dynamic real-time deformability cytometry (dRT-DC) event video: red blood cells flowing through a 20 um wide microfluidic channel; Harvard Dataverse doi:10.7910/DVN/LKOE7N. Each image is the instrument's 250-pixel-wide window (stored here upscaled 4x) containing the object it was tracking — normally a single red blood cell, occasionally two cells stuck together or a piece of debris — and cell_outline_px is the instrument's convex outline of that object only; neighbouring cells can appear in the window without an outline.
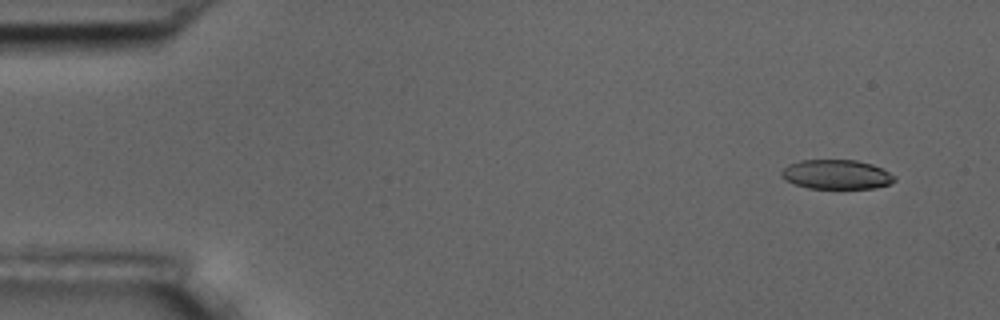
{"species": "common noctule bat (a hibernating species)", "species_latin": "Nyctalus noctula", "temperature_condition": "room temperature", "stored_images_in_passage": 5, "camera_frame_rate_fps": 3000, "um_per_image_px": 0.085, "animal": {"sex": "male", "body_mass_g": 17.5, "forearm_length_mm": 52.3}, "frame": {"image": 1, "passage_image": 2, "time_ms": 1.0, "image_size_px": [1000, 320], "cell_outline_px": [[896, 180], [888, 184], [876, 188], [808, 188], [796, 184], [788, 180], [780, 172], [788, 164], [800, 160], [856, 160], [872, 164], [896, 176]], "centroid_in_image_um": [71.12, 14.82], "position_along_channel_um": 13.9, "area_um2": 19.13}}
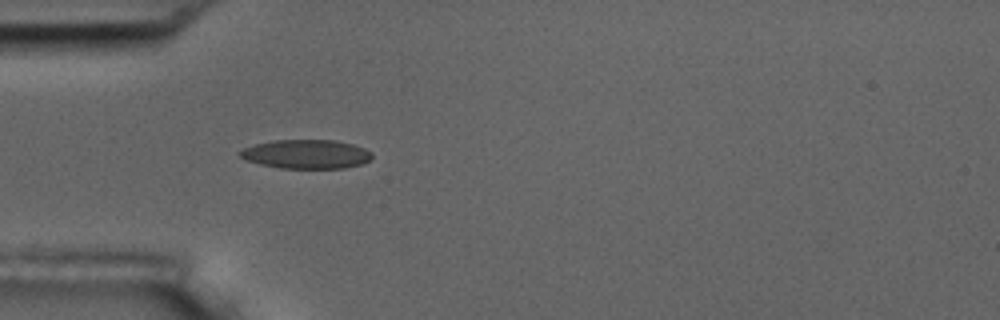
{"frame": {"image": 2, "passage_image": 5, "time_ms": 5.333, "image_size_px": [1000, 320], "cell_outline_px": [[372, 156], [368, 160], [360, 164], [344, 168], [280, 168], [260, 164], [248, 160], [240, 156], [236, 152], [244, 148], [256, 144], [276, 140], [332, 140], [352, 144], [364, 148], [372, 152]], "centroid_in_image_um": [26.02, 13.1], "position_along_channel_um": 59.0, "area_um2": 22.08}}